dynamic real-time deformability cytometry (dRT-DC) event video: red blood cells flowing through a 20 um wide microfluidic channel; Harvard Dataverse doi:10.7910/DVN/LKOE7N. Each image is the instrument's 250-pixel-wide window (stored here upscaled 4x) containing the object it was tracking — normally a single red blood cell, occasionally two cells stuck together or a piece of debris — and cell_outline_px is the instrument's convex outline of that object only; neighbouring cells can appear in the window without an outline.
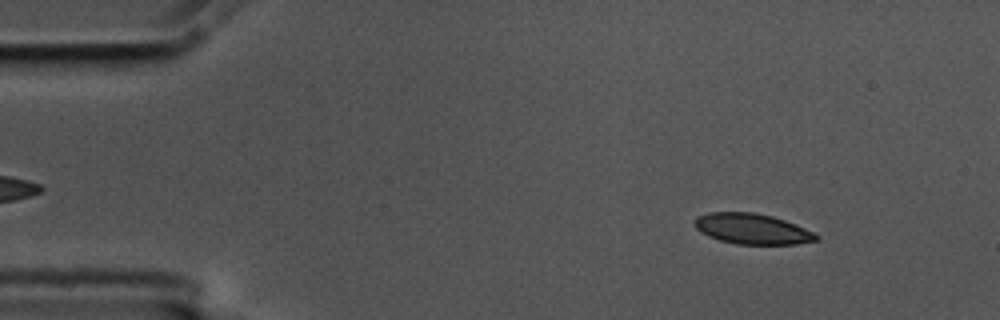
{"species": "common noctule bat (a hibernating species)", "species_latin": "Nyctalus noctula", "temperature_condition": "cold", "stored_images_in_passage": 56, "camera_frame_rate_fps": 3000, "um_per_image_px": 0.085, "animal": {"sex": "male", "body_mass_g": 17.5, "forearm_length_mm": 52.3}, "frame": {"image": 1, "passage_image": 6, "time_ms": 1.667, "image_size_px": [1000, 320], "cell_outline_px": [[820, 240], [796, 244], [736, 244], [720, 240], [708, 236], [700, 232], [692, 224], [696, 216], [708, 212], [752, 212], [772, 216], [796, 224], [820, 236]], "centroid_in_image_um": [63.91, 19.45], "position_along_channel_um": 21.1, "area_um2": 21.79}}
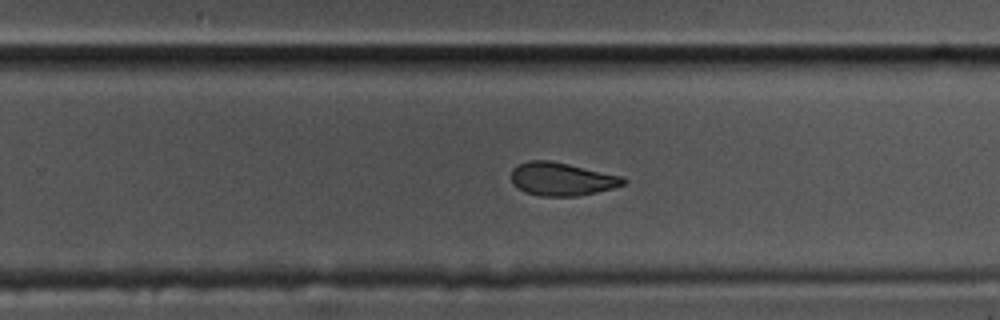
{"frame": {"image": 2, "passage_image": 35, "time_ms": 11.333, "image_size_px": [1000, 320], "cell_outline_px": [[628, 180], [624, 184], [612, 188], [596, 192], [576, 196], [540, 196], [524, 192], [512, 184], [512, 168], [528, 160], [548, 160], [568, 164], [624, 176]], "centroid_in_image_um": [47.75, 15.22], "position_along_channel_um": 282.0, "area_um2": 21.68}}
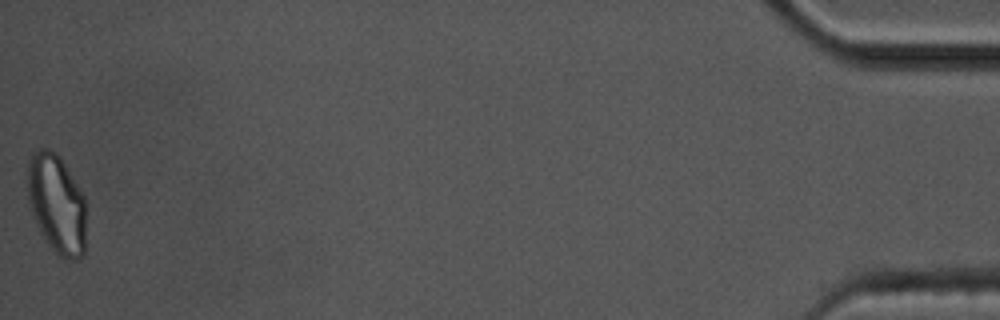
{"frame": {"image": 3, "passage_image": 56, "time_ms": 18.333, "image_size_px": [1000, 320], "cell_outline_px": [[88, 204], [84, 256], [80, 260], [68, 260], [56, 256], [40, 232], [32, 212], [28, 200], [28, 160], [32, 152], [40, 148], [48, 148], [56, 152], [60, 156], [84, 196]], "centroid_in_image_um": [4.87, 17.38], "position_along_channel_um": 430.3, "area_um2": 34.85}, "authors_computed_cell_mechanics": {"area_um2": 22.7732, "velocity_mm_per_s": 3.5143, "shape_relaxation_time_tau1_ms": 7.0084, "shape_relaxation_time_tau2_ms": 2.3875, "deformation_change_tau1": 0.1398, "deformation_change_tau2": 0.0822}}